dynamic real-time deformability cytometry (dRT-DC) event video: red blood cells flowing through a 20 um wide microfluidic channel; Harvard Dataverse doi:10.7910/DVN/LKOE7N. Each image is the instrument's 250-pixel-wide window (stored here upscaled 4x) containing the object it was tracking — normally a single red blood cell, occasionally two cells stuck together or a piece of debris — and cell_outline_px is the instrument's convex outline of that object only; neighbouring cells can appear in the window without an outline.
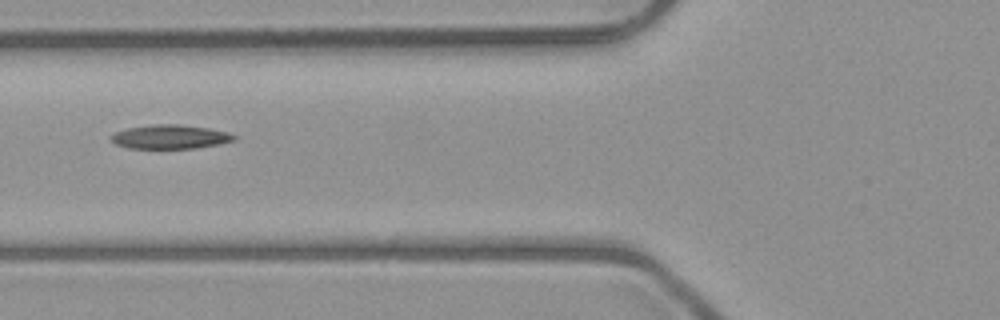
{"species": "common noctule bat (a hibernating species)", "species_latin": "Nyctalus noctula", "temperature_condition": "room temperature", "stored_images_in_passage": 8, "camera_frame_rate_fps": 3000, "um_per_image_px": 0.085, "animal": {"sex": "male", "body_mass_g": 23.1, "forearm_length_mm": 52.7}, "frame": {"image": 1, "passage_image": 7, "time_ms": 8.0, "image_size_px": [1000, 320], "cell_outline_px": [[236, 140], [196, 148], [128, 148], [116, 144], [108, 136], [116, 132], [128, 128], [152, 124], [180, 124], [208, 128], [228, 132], [236, 136]], "centroid_in_image_um": [14.45, 11.62], "position_along_channel_um": 111.4, "area_um2": 17.11}}
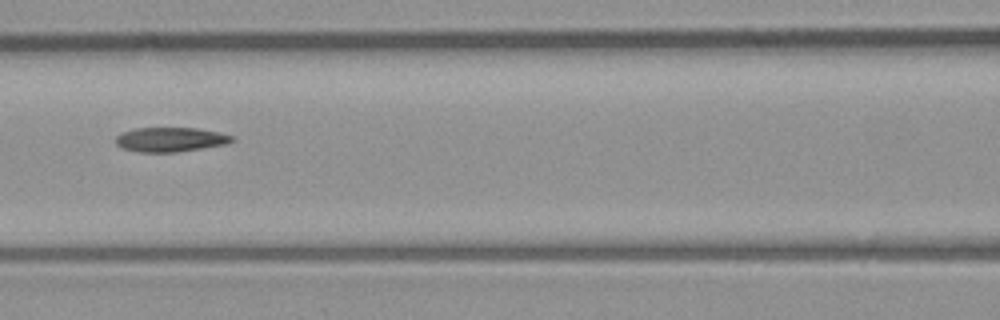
{"frame": {"image": 2, "passage_image": 8, "time_ms": 9.0, "image_size_px": [1000, 320], "cell_outline_px": [[236, 140], [228, 144], [204, 148], [176, 152], [140, 152], [120, 148], [116, 144], [116, 136], [124, 132], [136, 128], [196, 128], [220, 132], [232, 136]], "centroid_in_image_um": [14.52, 11.86], "position_along_channel_um": 152.1, "area_um2": 16.65}}